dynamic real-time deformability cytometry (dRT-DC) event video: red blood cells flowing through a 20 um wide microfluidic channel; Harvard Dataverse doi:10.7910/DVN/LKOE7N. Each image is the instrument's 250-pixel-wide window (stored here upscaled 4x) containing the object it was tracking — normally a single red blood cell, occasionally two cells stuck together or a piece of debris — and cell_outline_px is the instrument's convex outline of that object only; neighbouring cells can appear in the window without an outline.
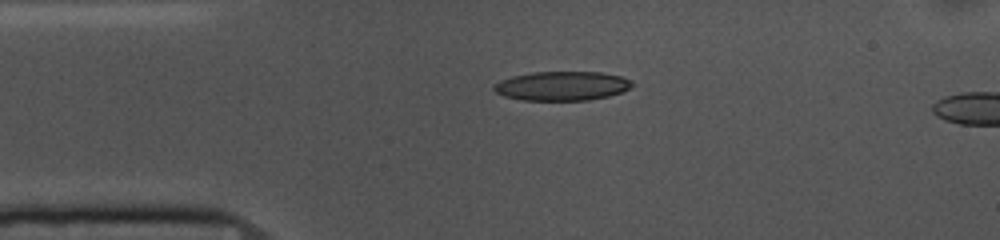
{"species": "common noctule bat (a hibernating species)", "species_latin": "Nyctalus noctula", "temperature_condition": "cold", "stored_images_in_passage": 4, "camera_frame_rate_fps": 3000, "um_per_image_px": 0.085, "animal": {"sex": "female", "body_mass_g": 10.0, "forearm_length_mm": 53.1}, "frame": {"image": 1, "passage_image": 1, "time_ms": 0.0, "image_size_px": [1000, 240], "cell_outline_px": [[632, 84], [628, 88], [620, 92], [608, 96], [588, 100], [524, 100], [504, 96], [496, 92], [492, 88], [492, 84], [500, 80], [512, 76], [532, 72], [600, 72], [620, 76], [632, 80]], "centroid_in_image_um": [47.72, 7.3], "position_along_channel_um": 37.3, "area_um2": 23.41}}